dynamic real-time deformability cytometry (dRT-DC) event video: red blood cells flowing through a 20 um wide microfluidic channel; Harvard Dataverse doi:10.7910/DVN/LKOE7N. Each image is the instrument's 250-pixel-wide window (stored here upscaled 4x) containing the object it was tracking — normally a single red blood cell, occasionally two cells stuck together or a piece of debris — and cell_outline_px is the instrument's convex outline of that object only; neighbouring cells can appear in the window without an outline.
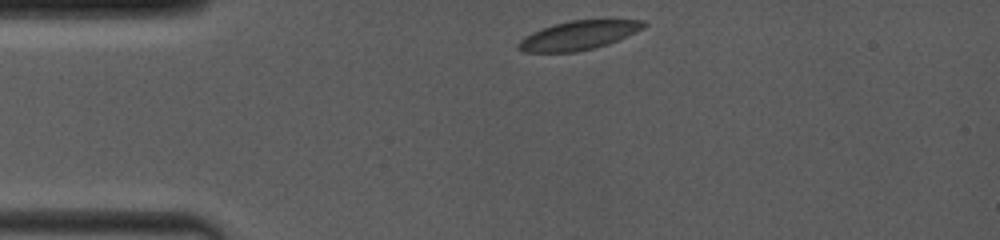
{"species": "common noctule bat (a hibernating species)", "species_latin": "Nyctalus noctula", "temperature_condition": "room temperature", "stored_images_in_passage": 27, "camera_frame_rate_fps": 4000, "um_per_image_px": 0.085, "animal": {"sex": "female", "body_mass_g": 19.0, "forearm_length_mm": 53.3}, "frame": {"image": 1, "passage_image": 1, "time_ms": 0.0, "image_size_px": [1000, 240], "cell_outline_px": [[648, 24], [644, 28], [636, 32], [608, 44], [576, 52], [524, 52], [516, 48], [516, 44], [520, 40], [532, 32], [556, 24], [572, 20], [644, 20]], "centroid_in_image_um": [49.18, 3.01], "position_along_channel_um": 35.8, "area_um2": 20.92}}
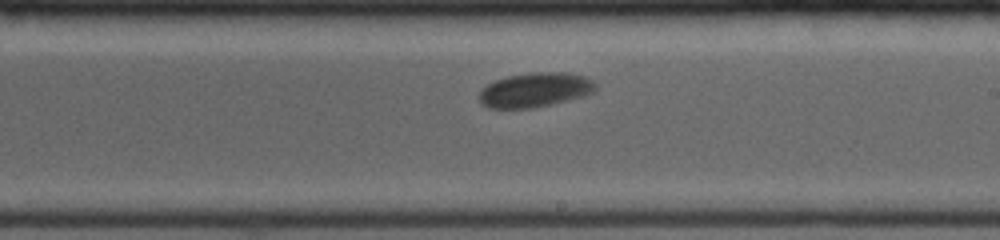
{"frame": {"image": 2, "passage_image": 15, "time_ms": 6.25, "image_size_px": [1000, 240], "cell_outline_px": [[596, 88], [592, 92], [584, 96], [552, 104], [532, 108], [488, 108], [480, 104], [476, 96], [488, 84], [496, 80], [508, 76], [532, 72], [564, 72], [584, 76], [592, 80], [596, 84]], "centroid_in_image_um": [45.45, 7.65], "position_along_channel_um": 243.6, "area_um2": 23.47}}
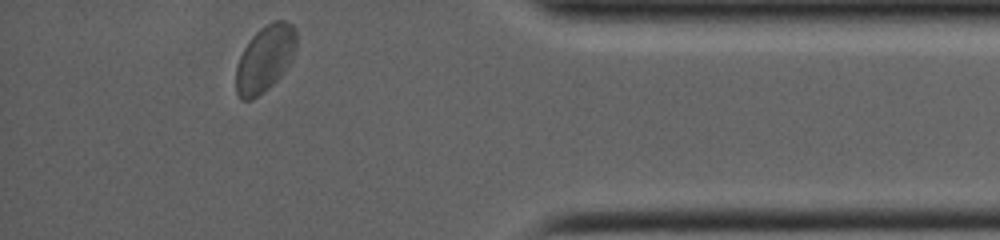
{"frame": {"image": 3, "passage_image": 27, "time_ms": 11.0, "image_size_px": [1000, 240], "cell_outline_px": [[296, 48], [292, 60], [288, 68], [268, 88], [252, 100], [240, 100], [236, 92], [236, 64], [244, 48], [252, 36], [260, 28], [276, 20], [284, 20], [292, 24], [296, 28]], "centroid_in_image_um": [22.53, 4.99], "position_along_channel_um": 412.7, "area_um2": 23.52}, "authors_computed_cell_mechanics": {"area_um2": 22.8888, "velocity_mm_per_s": 3.9396, "shape_relaxation_time_tau1_ms": 0.9663, "shape_relaxation_time_tau2_ms": null, "deformation_change_tau1": 0.0655, "deformation_change_tau2": null}}